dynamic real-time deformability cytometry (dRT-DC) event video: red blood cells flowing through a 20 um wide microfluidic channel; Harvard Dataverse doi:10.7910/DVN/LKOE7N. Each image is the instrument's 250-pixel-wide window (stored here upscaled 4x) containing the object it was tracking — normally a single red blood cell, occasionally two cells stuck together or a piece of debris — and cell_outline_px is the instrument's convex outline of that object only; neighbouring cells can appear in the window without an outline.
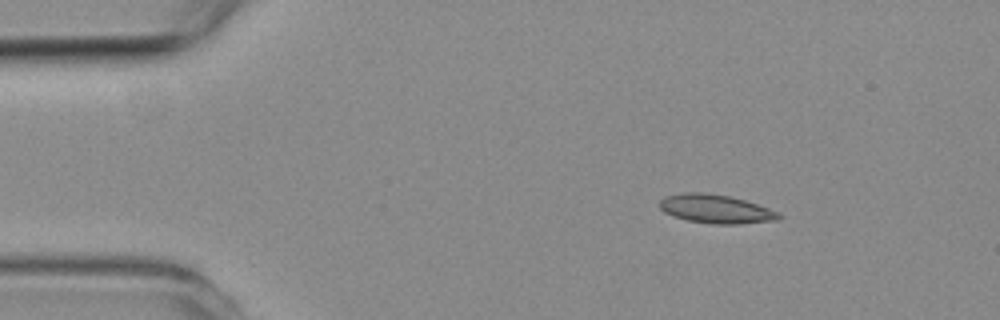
{"species": "common noctule bat (a hibernating species)", "species_latin": "Nyctalus noctula", "temperature_condition": "room temperature", "stored_images_in_passage": 4, "camera_frame_rate_fps": 3000, "um_per_image_px": 0.085, "animal": {"sex": "female", "body_mass_g": 19.3, "forearm_length_mm": 54.1}, "frame": {"image": 1, "passage_image": 1, "time_ms": 0.0, "image_size_px": [1000, 320], "cell_outline_px": [[780, 220], [740, 224], [712, 224], [688, 220], [672, 216], [664, 212], [660, 208], [660, 200], [664, 196], [684, 192], [704, 192], [728, 196], [744, 200], [780, 212]], "centroid_in_image_um": [60.83, 17.76], "position_along_channel_um": 24.2, "area_um2": 20.0}}
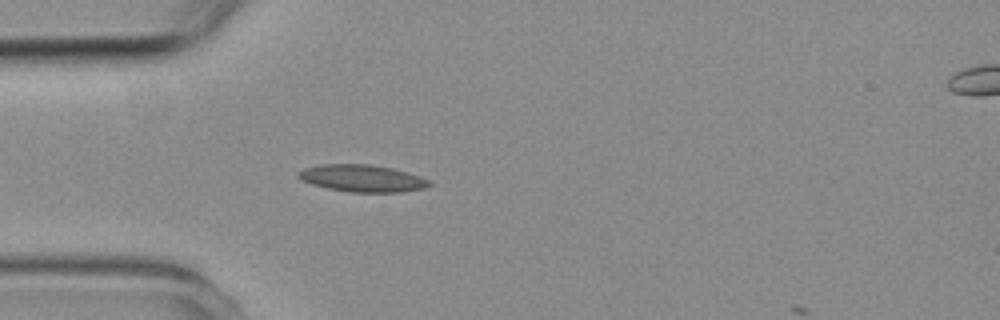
{"frame": {"image": 2, "passage_image": 3, "time_ms": 2.333, "image_size_px": [1000, 320], "cell_outline_px": [[432, 184], [424, 188], [400, 192], [348, 192], [328, 188], [312, 184], [296, 176], [296, 172], [304, 168], [320, 164], [372, 164], [392, 168], [420, 176], [432, 180]], "centroid_in_image_um": [30.8, 15.15], "position_along_channel_um": 54.2, "area_um2": 20.75}}